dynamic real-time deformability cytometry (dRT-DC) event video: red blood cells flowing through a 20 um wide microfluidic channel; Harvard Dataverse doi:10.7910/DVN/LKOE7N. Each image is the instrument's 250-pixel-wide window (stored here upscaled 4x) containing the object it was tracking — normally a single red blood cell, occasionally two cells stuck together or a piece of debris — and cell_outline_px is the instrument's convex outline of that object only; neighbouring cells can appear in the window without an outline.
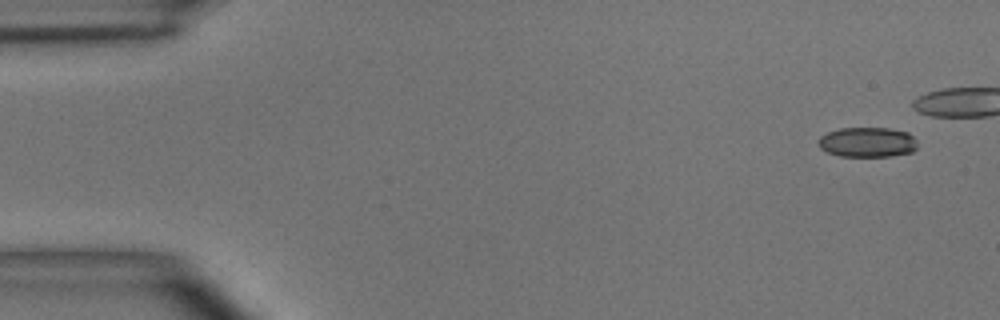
{"species": "common noctule bat (a hibernating species)", "species_latin": "Nyctalus noctula", "temperature_condition": "room temperature", "stored_images_in_passage": 4, "camera_frame_rate_fps": 3000, "um_per_image_px": 0.085, "animal": {"sex": "male", "body_mass_g": 15.6}, "frame": {"image": 1, "passage_image": 1, "time_ms": 0.0, "image_size_px": [1000, 320], "cell_outline_px": [[916, 148], [912, 152], [892, 156], [840, 156], [828, 152], [820, 148], [820, 136], [828, 132], [840, 128], [888, 128], [908, 132], [916, 140]], "centroid_in_image_um": [73.75, 12.08], "position_along_channel_um": 11.2, "area_um2": 17.17}}